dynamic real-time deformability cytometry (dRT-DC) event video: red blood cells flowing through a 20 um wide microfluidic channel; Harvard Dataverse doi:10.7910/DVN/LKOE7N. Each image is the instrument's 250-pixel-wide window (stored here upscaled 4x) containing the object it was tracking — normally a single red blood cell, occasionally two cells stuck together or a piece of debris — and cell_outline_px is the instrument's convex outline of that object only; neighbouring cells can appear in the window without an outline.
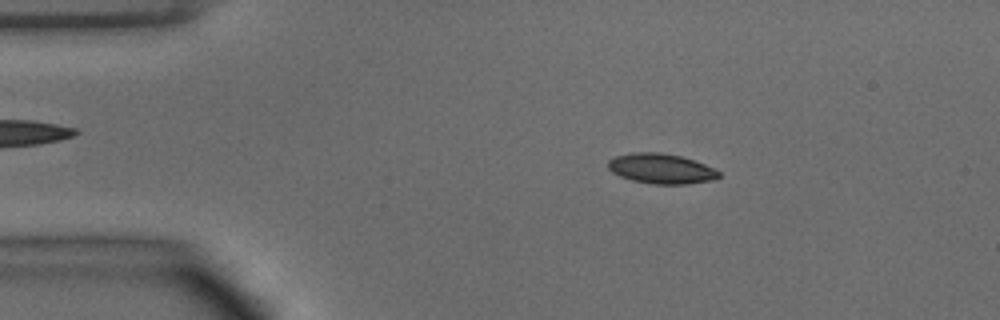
{"species": "common noctule bat (a hibernating species)", "species_latin": "Nyctalus noctula", "temperature_condition": "warm", "stored_images_in_passage": 48, "camera_frame_rate_fps": 3000, "um_per_image_px": 0.085, "animal": {"sex": "male", "body_mass_g": 15.6}, "frame": {"image": 1, "passage_image": 8, "time_ms": 2.333, "image_size_px": [1000, 320], "cell_outline_px": [[720, 176], [716, 180], [688, 184], [652, 184], [632, 180], [620, 176], [612, 172], [608, 168], [608, 160], [616, 156], [632, 152], [660, 152], [680, 156], [704, 164], [720, 172]], "centroid_in_image_um": [56.2, 14.34], "position_along_channel_um": 28.8, "area_um2": 19.42}}
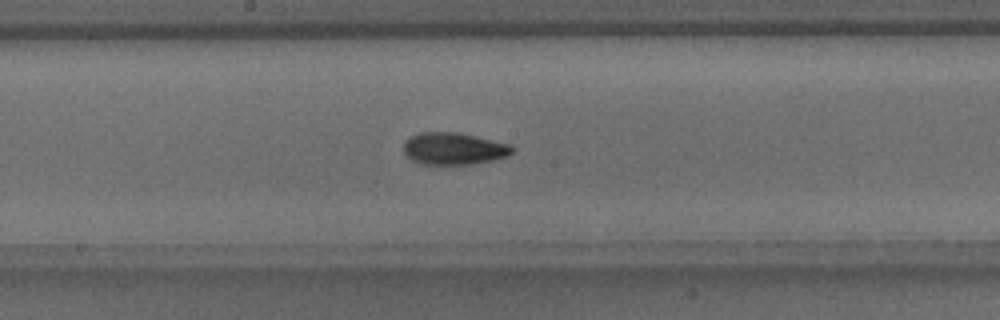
{"frame": {"image": 2, "passage_image": 25, "time_ms": 8.0, "image_size_px": [1000, 320], "cell_outline_px": [[516, 148], [508, 156], [492, 160], [472, 164], [420, 164], [412, 160], [404, 152], [404, 140], [420, 132], [456, 132], [512, 144]], "centroid_in_image_um": [38.59, 12.63], "position_along_channel_um": 209.6, "area_um2": 20.35}}
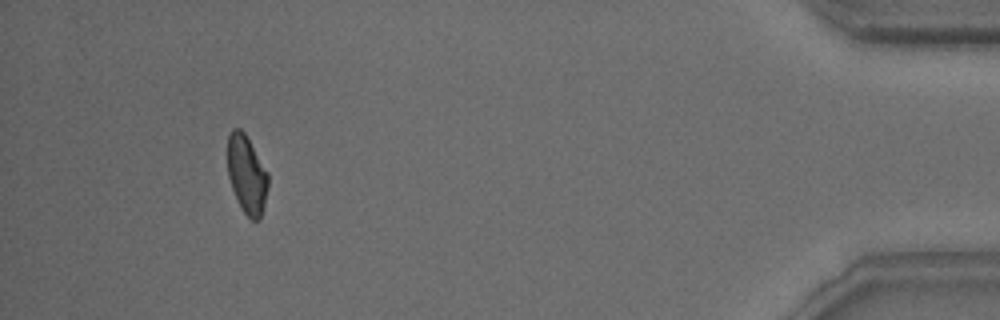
{"frame": {"image": 3, "passage_image": 45, "time_ms": 14.667, "image_size_px": [1000, 320], "cell_outline_px": [[268, 188], [260, 220], [252, 220], [240, 208], [232, 188], [228, 176], [228, 136], [232, 128], [240, 128], [244, 132], [268, 172]], "centroid_in_image_um": [20.98, 14.84], "position_along_channel_um": 414.2, "area_um2": 18.44}, "authors_computed_cell_mechanics": {"area_um2": 19.1896, "velocity_mm_per_s": 4.0861, "shape_relaxation_time_tau1_ms": 6.1667, "shape_relaxation_time_tau2_ms": 2.551, "deformation_change_tau1": 0.1684, "deformation_change_tau2": 0.0834}}